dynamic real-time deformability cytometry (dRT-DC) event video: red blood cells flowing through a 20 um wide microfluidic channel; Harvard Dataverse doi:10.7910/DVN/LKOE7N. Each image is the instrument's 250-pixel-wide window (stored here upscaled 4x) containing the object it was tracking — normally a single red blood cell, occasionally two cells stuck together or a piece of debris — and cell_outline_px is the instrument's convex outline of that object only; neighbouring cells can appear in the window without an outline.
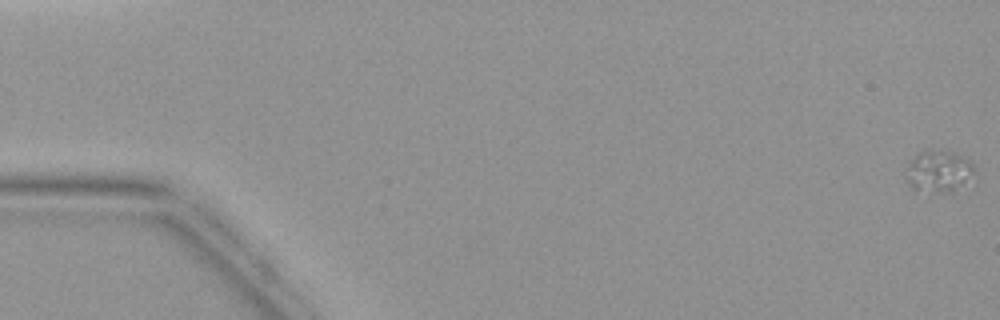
{"species": "common noctule bat (a hibernating species)", "species_latin": "Nyctalus noctula", "temperature_condition": "warm", "stored_images_in_passage": 4, "camera_frame_rate_fps": 3000, "um_per_image_px": 0.085, "animal": {"sex": "female", "body_mass_g": 19.9}, "frame": {"image": 1, "passage_image": 1, "time_ms": 0.0, "image_size_px": [1000, 320], "cell_outline_px": [[976, 168], [952, 192], [916, 192], [908, 184], [904, 176], [908, 160], [916, 152], [952, 152], [964, 156]], "centroid_in_image_um": [79.65, 14.57], "position_along_channel_um": 5.3, "area_um2": 16.42}}
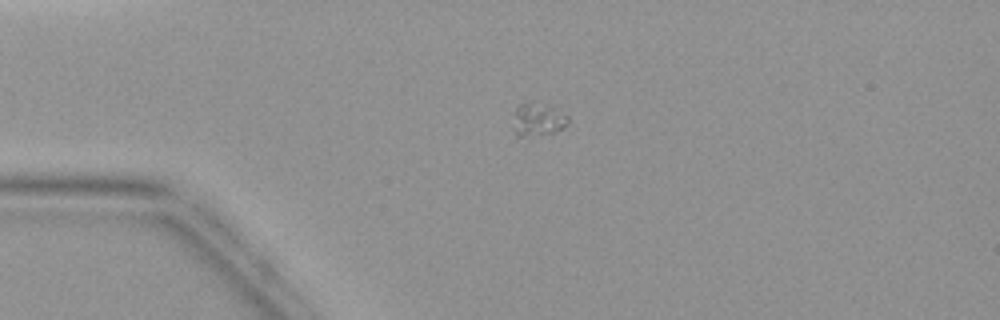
{"frame": {"image": 2, "passage_image": 4, "time_ms": 3.667, "image_size_px": [1000, 320], "cell_outline_px": [[568, 124], [564, 128], [552, 132], [524, 136], [516, 136], [516, 104], [524, 100], [548, 104], [568, 116]], "centroid_in_image_um": [45.76, 10.09], "position_along_channel_um": 39.2, "area_um2": 10.4}}